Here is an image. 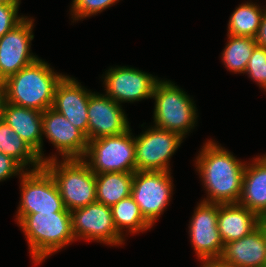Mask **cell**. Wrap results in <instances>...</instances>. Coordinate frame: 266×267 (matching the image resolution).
I'll return each instance as SVG.
<instances>
[{
	"mask_svg": "<svg viewBox=\"0 0 266 267\" xmlns=\"http://www.w3.org/2000/svg\"><path fill=\"white\" fill-rule=\"evenodd\" d=\"M5 100L4 96V81L0 80V116H1V110H2V105Z\"/></svg>",
	"mask_w": 266,
	"mask_h": 267,
	"instance_id": "cell-32",
	"label": "cell"
},
{
	"mask_svg": "<svg viewBox=\"0 0 266 267\" xmlns=\"http://www.w3.org/2000/svg\"><path fill=\"white\" fill-rule=\"evenodd\" d=\"M119 0H73L71 14L73 21L96 15L111 7Z\"/></svg>",
	"mask_w": 266,
	"mask_h": 267,
	"instance_id": "cell-27",
	"label": "cell"
},
{
	"mask_svg": "<svg viewBox=\"0 0 266 267\" xmlns=\"http://www.w3.org/2000/svg\"><path fill=\"white\" fill-rule=\"evenodd\" d=\"M42 135L54 145L62 159H82L85 155L86 135L53 108L42 112Z\"/></svg>",
	"mask_w": 266,
	"mask_h": 267,
	"instance_id": "cell-14",
	"label": "cell"
},
{
	"mask_svg": "<svg viewBox=\"0 0 266 267\" xmlns=\"http://www.w3.org/2000/svg\"><path fill=\"white\" fill-rule=\"evenodd\" d=\"M72 231L77 239L120 246L125 239L115 228L111 207L93 202L71 211Z\"/></svg>",
	"mask_w": 266,
	"mask_h": 267,
	"instance_id": "cell-10",
	"label": "cell"
},
{
	"mask_svg": "<svg viewBox=\"0 0 266 267\" xmlns=\"http://www.w3.org/2000/svg\"><path fill=\"white\" fill-rule=\"evenodd\" d=\"M171 178L167 171L134 172L131 196L152 226L171 200L174 187Z\"/></svg>",
	"mask_w": 266,
	"mask_h": 267,
	"instance_id": "cell-8",
	"label": "cell"
},
{
	"mask_svg": "<svg viewBox=\"0 0 266 267\" xmlns=\"http://www.w3.org/2000/svg\"><path fill=\"white\" fill-rule=\"evenodd\" d=\"M19 178L21 201L17 210V223L28 214L70 212L63 204L53 176L44 166L26 170Z\"/></svg>",
	"mask_w": 266,
	"mask_h": 267,
	"instance_id": "cell-7",
	"label": "cell"
},
{
	"mask_svg": "<svg viewBox=\"0 0 266 267\" xmlns=\"http://www.w3.org/2000/svg\"><path fill=\"white\" fill-rule=\"evenodd\" d=\"M227 44L222 52V62L225 67L236 73H245L247 63L257 46L255 38L232 36L227 34Z\"/></svg>",
	"mask_w": 266,
	"mask_h": 267,
	"instance_id": "cell-25",
	"label": "cell"
},
{
	"mask_svg": "<svg viewBox=\"0 0 266 267\" xmlns=\"http://www.w3.org/2000/svg\"><path fill=\"white\" fill-rule=\"evenodd\" d=\"M253 159L251 164L246 163L238 203L260 217L266 210V156Z\"/></svg>",
	"mask_w": 266,
	"mask_h": 267,
	"instance_id": "cell-20",
	"label": "cell"
},
{
	"mask_svg": "<svg viewBox=\"0 0 266 267\" xmlns=\"http://www.w3.org/2000/svg\"><path fill=\"white\" fill-rule=\"evenodd\" d=\"M131 131L129 128L119 135L89 140L82 160L95 174L136 172L135 142Z\"/></svg>",
	"mask_w": 266,
	"mask_h": 267,
	"instance_id": "cell-6",
	"label": "cell"
},
{
	"mask_svg": "<svg viewBox=\"0 0 266 267\" xmlns=\"http://www.w3.org/2000/svg\"><path fill=\"white\" fill-rule=\"evenodd\" d=\"M255 41L258 46L266 48V8L261 19L260 27L255 36Z\"/></svg>",
	"mask_w": 266,
	"mask_h": 267,
	"instance_id": "cell-30",
	"label": "cell"
},
{
	"mask_svg": "<svg viewBox=\"0 0 266 267\" xmlns=\"http://www.w3.org/2000/svg\"><path fill=\"white\" fill-rule=\"evenodd\" d=\"M103 78L106 95L120 105L152 98L160 80L152 74L126 66L109 68Z\"/></svg>",
	"mask_w": 266,
	"mask_h": 267,
	"instance_id": "cell-12",
	"label": "cell"
},
{
	"mask_svg": "<svg viewBox=\"0 0 266 267\" xmlns=\"http://www.w3.org/2000/svg\"><path fill=\"white\" fill-rule=\"evenodd\" d=\"M113 222L118 233L124 237V229L130 234L146 231L152 225L142 215L138 204L132 196L122 199L111 207Z\"/></svg>",
	"mask_w": 266,
	"mask_h": 267,
	"instance_id": "cell-23",
	"label": "cell"
},
{
	"mask_svg": "<svg viewBox=\"0 0 266 267\" xmlns=\"http://www.w3.org/2000/svg\"><path fill=\"white\" fill-rule=\"evenodd\" d=\"M259 223V216L239 203L219 204L217 227L224 244L245 237Z\"/></svg>",
	"mask_w": 266,
	"mask_h": 267,
	"instance_id": "cell-19",
	"label": "cell"
},
{
	"mask_svg": "<svg viewBox=\"0 0 266 267\" xmlns=\"http://www.w3.org/2000/svg\"><path fill=\"white\" fill-rule=\"evenodd\" d=\"M264 11L265 7L261 9L251 1L240 4L230 16L227 33L232 36L255 38Z\"/></svg>",
	"mask_w": 266,
	"mask_h": 267,
	"instance_id": "cell-24",
	"label": "cell"
},
{
	"mask_svg": "<svg viewBox=\"0 0 266 267\" xmlns=\"http://www.w3.org/2000/svg\"><path fill=\"white\" fill-rule=\"evenodd\" d=\"M19 5L0 4V38L26 18V16L18 15Z\"/></svg>",
	"mask_w": 266,
	"mask_h": 267,
	"instance_id": "cell-28",
	"label": "cell"
},
{
	"mask_svg": "<svg viewBox=\"0 0 266 267\" xmlns=\"http://www.w3.org/2000/svg\"><path fill=\"white\" fill-rule=\"evenodd\" d=\"M219 259L236 267H266V238L262 227L259 225L245 237L224 244Z\"/></svg>",
	"mask_w": 266,
	"mask_h": 267,
	"instance_id": "cell-18",
	"label": "cell"
},
{
	"mask_svg": "<svg viewBox=\"0 0 266 267\" xmlns=\"http://www.w3.org/2000/svg\"><path fill=\"white\" fill-rule=\"evenodd\" d=\"M245 73L250 79L257 82L262 89L266 91V48L256 46L250 57Z\"/></svg>",
	"mask_w": 266,
	"mask_h": 267,
	"instance_id": "cell-26",
	"label": "cell"
},
{
	"mask_svg": "<svg viewBox=\"0 0 266 267\" xmlns=\"http://www.w3.org/2000/svg\"><path fill=\"white\" fill-rule=\"evenodd\" d=\"M64 76L38 58L4 81L5 101L43 112L52 107L56 86Z\"/></svg>",
	"mask_w": 266,
	"mask_h": 267,
	"instance_id": "cell-2",
	"label": "cell"
},
{
	"mask_svg": "<svg viewBox=\"0 0 266 267\" xmlns=\"http://www.w3.org/2000/svg\"><path fill=\"white\" fill-rule=\"evenodd\" d=\"M0 118L38 154L43 164L47 162L42 150V112L20 107L4 100Z\"/></svg>",
	"mask_w": 266,
	"mask_h": 267,
	"instance_id": "cell-17",
	"label": "cell"
},
{
	"mask_svg": "<svg viewBox=\"0 0 266 267\" xmlns=\"http://www.w3.org/2000/svg\"><path fill=\"white\" fill-rule=\"evenodd\" d=\"M0 152L12 157L25 170H28L29 168L27 167L30 165L33 167L30 170H35L43 166L38 154L1 118Z\"/></svg>",
	"mask_w": 266,
	"mask_h": 267,
	"instance_id": "cell-22",
	"label": "cell"
},
{
	"mask_svg": "<svg viewBox=\"0 0 266 267\" xmlns=\"http://www.w3.org/2000/svg\"><path fill=\"white\" fill-rule=\"evenodd\" d=\"M262 227L263 233L265 235L266 238V224H259Z\"/></svg>",
	"mask_w": 266,
	"mask_h": 267,
	"instance_id": "cell-35",
	"label": "cell"
},
{
	"mask_svg": "<svg viewBox=\"0 0 266 267\" xmlns=\"http://www.w3.org/2000/svg\"><path fill=\"white\" fill-rule=\"evenodd\" d=\"M130 128L122 105L106 94L93 92L88 103V141L119 135Z\"/></svg>",
	"mask_w": 266,
	"mask_h": 267,
	"instance_id": "cell-15",
	"label": "cell"
},
{
	"mask_svg": "<svg viewBox=\"0 0 266 267\" xmlns=\"http://www.w3.org/2000/svg\"><path fill=\"white\" fill-rule=\"evenodd\" d=\"M91 91L70 76H64L57 84L52 107L79 130L88 140V103Z\"/></svg>",
	"mask_w": 266,
	"mask_h": 267,
	"instance_id": "cell-16",
	"label": "cell"
},
{
	"mask_svg": "<svg viewBox=\"0 0 266 267\" xmlns=\"http://www.w3.org/2000/svg\"><path fill=\"white\" fill-rule=\"evenodd\" d=\"M154 126L185 138L197 122L193 99L170 80H159L154 88Z\"/></svg>",
	"mask_w": 266,
	"mask_h": 267,
	"instance_id": "cell-5",
	"label": "cell"
},
{
	"mask_svg": "<svg viewBox=\"0 0 266 267\" xmlns=\"http://www.w3.org/2000/svg\"><path fill=\"white\" fill-rule=\"evenodd\" d=\"M35 264L45 261L51 254L71 244V212H46L26 215L19 223Z\"/></svg>",
	"mask_w": 266,
	"mask_h": 267,
	"instance_id": "cell-3",
	"label": "cell"
},
{
	"mask_svg": "<svg viewBox=\"0 0 266 267\" xmlns=\"http://www.w3.org/2000/svg\"><path fill=\"white\" fill-rule=\"evenodd\" d=\"M133 176L129 172L95 174L97 202L112 207L131 196Z\"/></svg>",
	"mask_w": 266,
	"mask_h": 267,
	"instance_id": "cell-21",
	"label": "cell"
},
{
	"mask_svg": "<svg viewBox=\"0 0 266 267\" xmlns=\"http://www.w3.org/2000/svg\"><path fill=\"white\" fill-rule=\"evenodd\" d=\"M25 171L12 157L0 152V182L16 175L20 177Z\"/></svg>",
	"mask_w": 266,
	"mask_h": 267,
	"instance_id": "cell-29",
	"label": "cell"
},
{
	"mask_svg": "<svg viewBox=\"0 0 266 267\" xmlns=\"http://www.w3.org/2000/svg\"><path fill=\"white\" fill-rule=\"evenodd\" d=\"M43 166L53 176L63 204L70 212L96 202L95 173L82 159H63L47 157Z\"/></svg>",
	"mask_w": 266,
	"mask_h": 267,
	"instance_id": "cell-4",
	"label": "cell"
},
{
	"mask_svg": "<svg viewBox=\"0 0 266 267\" xmlns=\"http://www.w3.org/2000/svg\"><path fill=\"white\" fill-rule=\"evenodd\" d=\"M196 157V170L207 193V198L203 201L216 204L238 203L246 163L211 140L204 144Z\"/></svg>",
	"mask_w": 266,
	"mask_h": 267,
	"instance_id": "cell-1",
	"label": "cell"
},
{
	"mask_svg": "<svg viewBox=\"0 0 266 267\" xmlns=\"http://www.w3.org/2000/svg\"><path fill=\"white\" fill-rule=\"evenodd\" d=\"M200 267H236V266H231V265L225 264L220 259H215V260H210V261L203 263Z\"/></svg>",
	"mask_w": 266,
	"mask_h": 267,
	"instance_id": "cell-31",
	"label": "cell"
},
{
	"mask_svg": "<svg viewBox=\"0 0 266 267\" xmlns=\"http://www.w3.org/2000/svg\"><path fill=\"white\" fill-rule=\"evenodd\" d=\"M0 4H20V0H0Z\"/></svg>",
	"mask_w": 266,
	"mask_h": 267,
	"instance_id": "cell-33",
	"label": "cell"
},
{
	"mask_svg": "<svg viewBox=\"0 0 266 267\" xmlns=\"http://www.w3.org/2000/svg\"><path fill=\"white\" fill-rule=\"evenodd\" d=\"M259 218H260V223L259 224H266V210L264 211V213Z\"/></svg>",
	"mask_w": 266,
	"mask_h": 267,
	"instance_id": "cell-34",
	"label": "cell"
},
{
	"mask_svg": "<svg viewBox=\"0 0 266 267\" xmlns=\"http://www.w3.org/2000/svg\"><path fill=\"white\" fill-rule=\"evenodd\" d=\"M197 205L188 232L195 254L203 264L221 257L224 242L217 227L219 204L200 201Z\"/></svg>",
	"mask_w": 266,
	"mask_h": 267,
	"instance_id": "cell-11",
	"label": "cell"
},
{
	"mask_svg": "<svg viewBox=\"0 0 266 267\" xmlns=\"http://www.w3.org/2000/svg\"><path fill=\"white\" fill-rule=\"evenodd\" d=\"M183 139L175 132L156 126L134 137L136 171L170 172L169 161Z\"/></svg>",
	"mask_w": 266,
	"mask_h": 267,
	"instance_id": "cell-9",
	"label": "cell"
},
{
	"mask_svg": "<svg viewBox=\"0 0 266 267\" xmlns=\"http://www.w3.org/2000/svg\"><path fill=\"white\" fill-rule=\"evenodd\" d=\"M34 20L26 18L0 38V80L5 81L39 57L30 53Z\"/></svg>",
	"mask_w": 266,
	"mask_h": 267,
	"instance_id": "cell-13",
	"label": "cell"
}]
</instances>
